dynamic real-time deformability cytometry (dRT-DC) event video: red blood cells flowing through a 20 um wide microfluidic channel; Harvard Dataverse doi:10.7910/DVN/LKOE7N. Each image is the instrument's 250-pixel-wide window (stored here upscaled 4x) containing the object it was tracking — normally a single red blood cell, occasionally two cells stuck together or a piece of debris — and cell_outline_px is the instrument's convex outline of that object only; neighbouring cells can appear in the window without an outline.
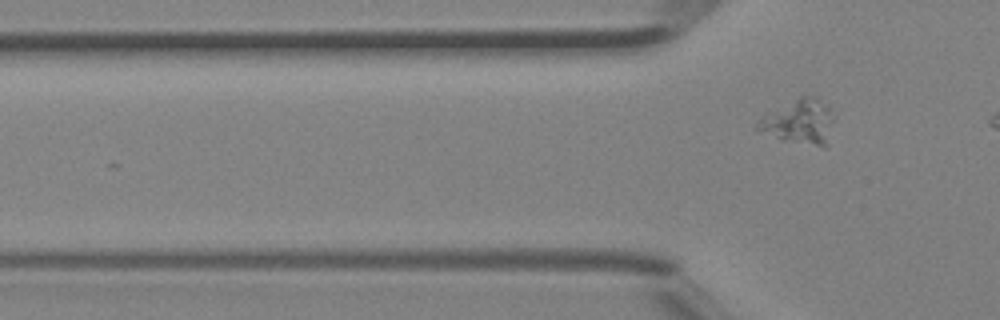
{"species": "Egyptian fruit bat (a non-hibernating species)", "species_latin": "Rousettus aegyptiacus", "temperature_condition": "room temperature", "stored_images_in_passage": 6, "camera_frame_rate_fps": 3000, "um_per_image_px": 0.085, "animal": {"sex": "female"}, "frame": {"image": 1, "passage_image": 6, "time_ms": 1.667, "image_size_px": [1000, 320], "cell_outline_px": [[836, 116], [828, 144], [824, 148], [780, 140], [756, 132], [756, 124], [764, 116], [800, 96], [816, 96], [836, 112]], "centroid_in_image_um": [68.02, 10.39], "position_along_channel_um": 57.8, "area_um2": 20.46}}